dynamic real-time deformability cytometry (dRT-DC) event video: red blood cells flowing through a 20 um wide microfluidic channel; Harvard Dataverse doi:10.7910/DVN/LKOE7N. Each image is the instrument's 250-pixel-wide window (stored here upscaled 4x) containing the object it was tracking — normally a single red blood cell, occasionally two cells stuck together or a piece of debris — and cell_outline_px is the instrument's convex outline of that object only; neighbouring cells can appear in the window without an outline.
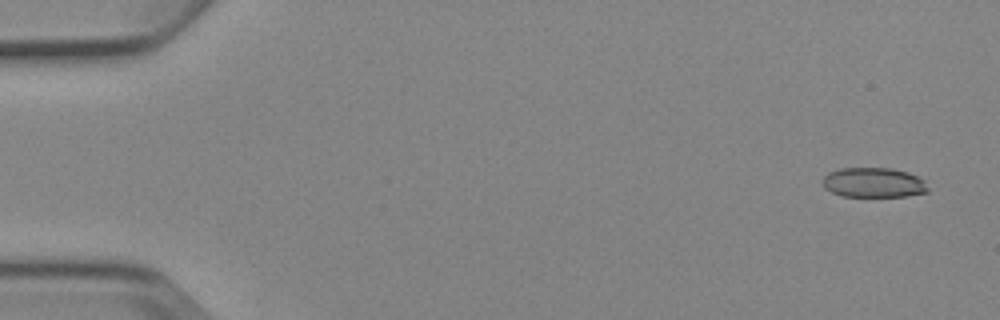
{"species": "Egyptian fruit bat (a non-hibernating species)", "species_latin": "Rousettus aegyptiacus", "temperature_condition": "cold", "stored_images_in_passage": 5, "camera_frame_rate_fps": 3000, "um_per_image_px": 0.085, "animal": {"sex": "female"}, "frame": {"image": 1, "passage_image": 1, "time_ms": 0.0, "image_size_px": [1000, 320], "cell_outline_px": [[928, 192], [908, 196], [840, 196], [824, 188], [824, 176], [828, 172], [840, 168], [892, 168], [908, 172], [924, 180], [928, 188]], "centroid_in_image_um": [74.26, 15.52], "position_along_channel_um": 10.7, "area_um2": 18.32}}
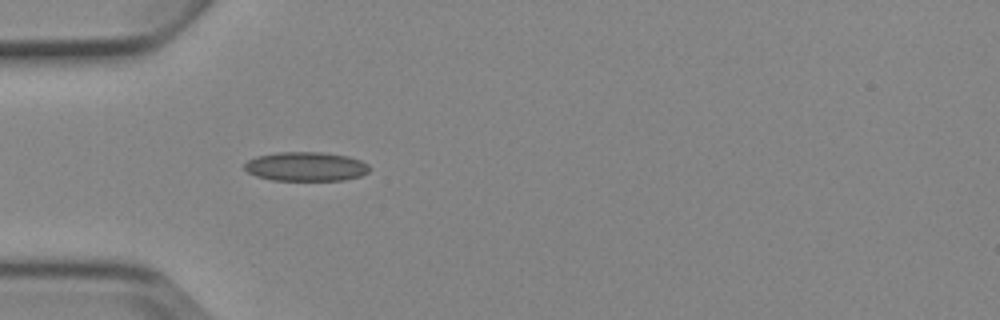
{"frame": {"image": 2, "passage_image": 5, "time_ms": 4.667, "image_size_px": [1000, 320], "cell_outline_px": [[372, 168], [368, 172], [360, 176], [344, 180], [272, 180], [256, 176], [248, 172], [244, 168], [244, 164], [248, 160], [256, 156], [276, 152], [320, 152], [348, 156], [360, 160], [368, 164]], "centroid_in_image_um": [26.01, 14.15], "position_along_channel_um": 59.0, "area_um2": 21.33}}